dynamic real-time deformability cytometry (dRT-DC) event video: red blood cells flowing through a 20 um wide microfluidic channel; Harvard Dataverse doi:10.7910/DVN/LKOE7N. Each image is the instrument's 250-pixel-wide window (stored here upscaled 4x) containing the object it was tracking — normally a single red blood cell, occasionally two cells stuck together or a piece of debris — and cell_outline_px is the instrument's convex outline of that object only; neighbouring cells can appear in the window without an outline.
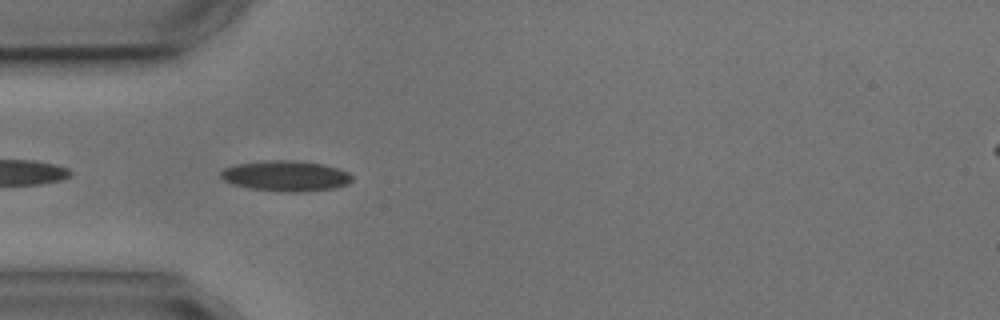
{"species": "common noctule bat (a hibernating species)", "species_latin": "Nyctalus noctula", "temperature_condition": "cold", "stored_images_in_passage": 8, "camera_frame_rate_fps": 3000, "um_per_image_px": 0.085, "animal": {"sex": "male", "body_mass_g": 17.9, "forearm_length_mm": 54.2}, "frame": {"image": 1, "passage_image": 3, "time_ms": 2.333, "image_size_px": [1000, 320], "cell_outline_px": [[352, 180], [348, 184], [336, 188], [304, 192], [280, 192], [252, 188], [232, 184], [224, 180], [220, 176], [220, 172], [224, 168], [236, 164], [264, 160], [300, 160], [324, 164], [340, 168], [348, 172], [352, 176]], "centroid_in_image_um": [24.33, 14.95], "position_along_channel_um": 60.7, "area_um2": 23.76}}
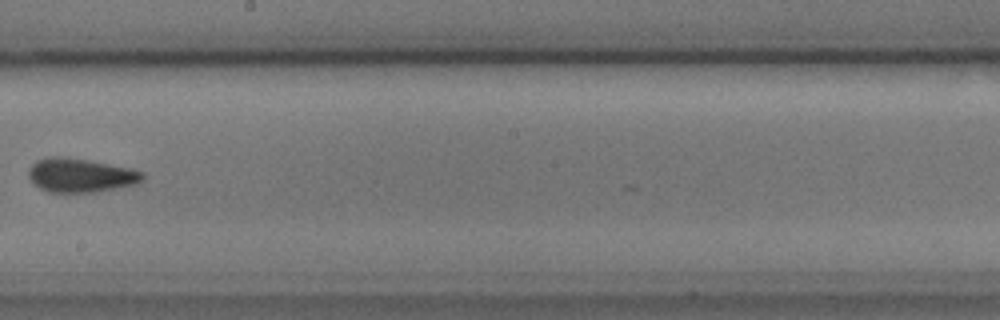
{"frame": {"image": 2, "passage_image": 7, "time_ms": 7.333, "image_size_px": [1000, 320], "cell_outline_px": [[144, 176], [136, 184], [92, 192], [48, 192], [32, 184], [28, 176], [28, 168], [36, 160], [48, 156], [64, 156], [88, 160], [132, 168], [144, 172]], "centroid_in_image_um": [6.79, 14.88], "position_along_channel_um": 241.4, "area_um2": 22.66}}
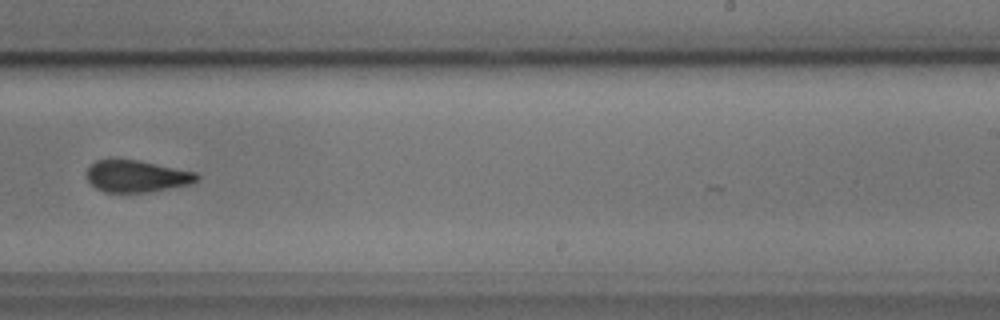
{"frame": {"image": 3, "passage_image": 8, "time_ms": 8.333, "image_size_px": [1000, 320], "cell_outline_px": [[200, 176], [192, 184], [148, 192], [104, 192], [96, 188], [88, 180], [84, 172], [96, 160], [112, 156], [140, 160], [196, 172]], "centroid_in_image_um": [11.57, 14.93], "position_along_channel_um": 277.4, "area_um2": 21.1}}